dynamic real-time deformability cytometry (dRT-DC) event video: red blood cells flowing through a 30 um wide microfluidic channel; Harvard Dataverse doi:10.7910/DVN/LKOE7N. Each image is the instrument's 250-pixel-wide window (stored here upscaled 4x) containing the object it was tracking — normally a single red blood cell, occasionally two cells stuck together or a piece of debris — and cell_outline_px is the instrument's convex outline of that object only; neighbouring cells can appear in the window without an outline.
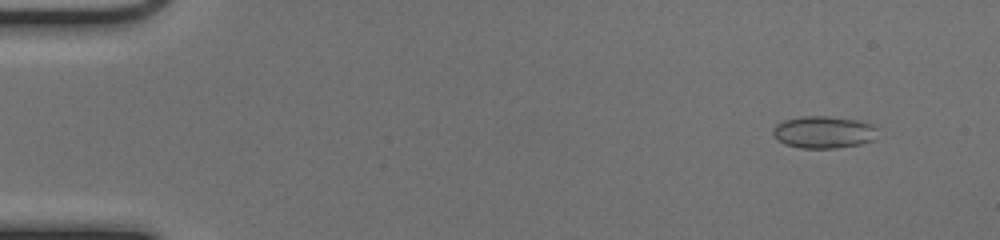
{"species": "common noctule bat (a hibernating species)", "species_latin": "Nyctalus noctula", "temperature_condition": "cold", "stored_images_in_passage": 53, "camera_frame_rate_fps": 3000, "um_per_image_px": 0.085, "animal": {"sex": "female", "body_mass_g": 17.0, "forearm_length_mm": 48.0}, "frame": {"image": 1, "passage_image": 5, "time_ms": 1.333, "image_size_px": [1000, 240], "cell_outline_px": [[876, 128], [872, 140], [860, 144], [836, 148], [800, 148], [784, 144], [772, 132], [772, 128], [776, 124], [784, 120], [800, 116], [824, 116], [856, 120], [872, 124]], "centroid_in_image_um": [69.96, 11.23], "position_along_channel_um": 15.0, "area_um2": 19.36}}
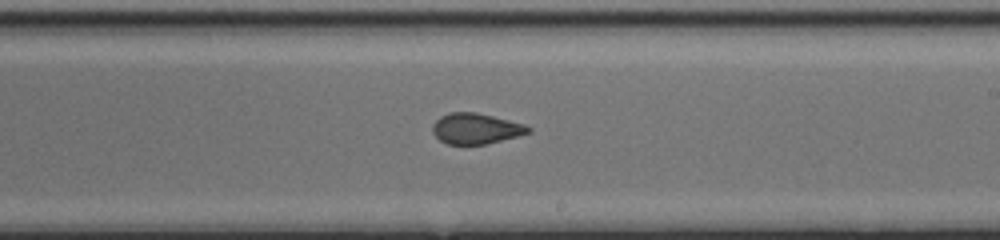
{"frame": {"image": 2, "passage_image": 32, "time_ms": 10.333, "image_size_px": [1000, 240], "cell_outline_px": [[532, 132], [484, 144], [448, 144], [440, 140], [432, 132], [432, 124], [440, 116], [448, 112], [476, 112], [524, 124], [532, 128]], "centroid_in_image_um": [40.42, 10.92], "position_along_channel_um": 248.6, "area_um2": 16.99}}
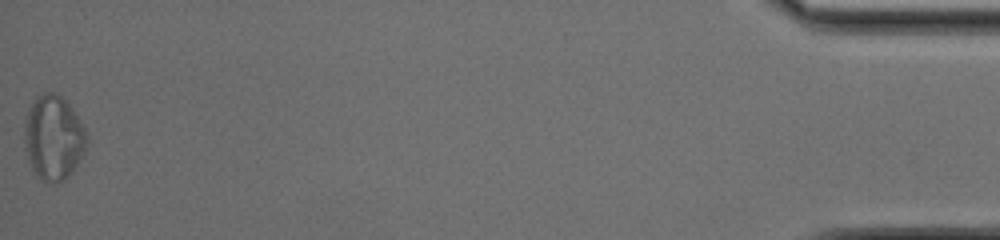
{"frame": {"image": 3, "passage_image": 53, "time_ms": 17.333, "image_size_px": [1000, 240], "cell_outline_px": [[88, 140], [84, 152], [72, 172], [68, 176], [56, 184], [44, 180], [32, 168], [24, 148], [24, 120], [36, 96], [44, 92], [56, 92], [72, 108], [84, 128], [88, 136]], "centroid_in_image_um": [4.54, 11.68], "position_along_channel_um": 430.7, "area_um2": 30.52}, "authors_computed_cell_mechanics": {"area_um2": 18.3804, "velocity_mm_per_s": 3.986, "shape_relaxation_time_tau1_ms": null, "shape_relaxation_time_tau2_ms": 1.0644, "deformation_change_tau1": null, "deformation_change_tau2": 0.0592}}